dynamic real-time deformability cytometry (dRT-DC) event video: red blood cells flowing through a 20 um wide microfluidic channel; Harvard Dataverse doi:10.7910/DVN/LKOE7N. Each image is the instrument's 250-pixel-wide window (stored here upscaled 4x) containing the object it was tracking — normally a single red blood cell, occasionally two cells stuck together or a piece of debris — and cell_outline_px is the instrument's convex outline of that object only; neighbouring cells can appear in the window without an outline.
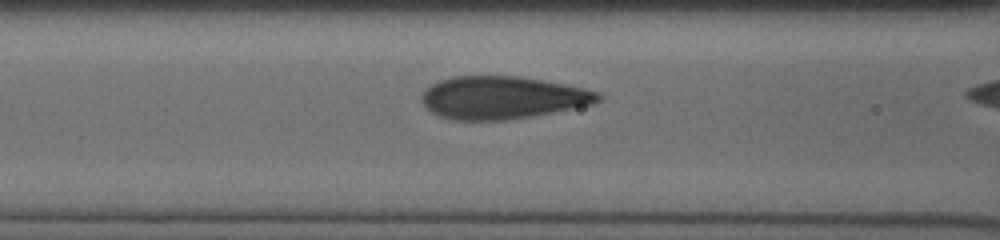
{"species": "human", "species_latin": "Homo sapiens", "temperature_condition": "cold", "stored_images_in_passage": 5, "camera_frame_rate_fps": 3000, "um_per_image_px": 0.085, "donor": {"sex": "male"}, "frame": {"image": 1, "passage_image": 3, "time_ms": 0.667, "image_size_px": [1000, 240], "cell_outline_px": [[604, 96], [600, 100], [592, 104], [532, 116], [504, 120], [456, 120], [440, 116], [432, 112], [424, 104], [420, 96], [432, 84], [440, 80], [452, 76], [516, 76], [564, 84], [584, 88], [600, 92]], "centroid_in_image_um": [42.71, 8.29], "position_along_channel_um": 123.9, "area_um2": 43.52}}